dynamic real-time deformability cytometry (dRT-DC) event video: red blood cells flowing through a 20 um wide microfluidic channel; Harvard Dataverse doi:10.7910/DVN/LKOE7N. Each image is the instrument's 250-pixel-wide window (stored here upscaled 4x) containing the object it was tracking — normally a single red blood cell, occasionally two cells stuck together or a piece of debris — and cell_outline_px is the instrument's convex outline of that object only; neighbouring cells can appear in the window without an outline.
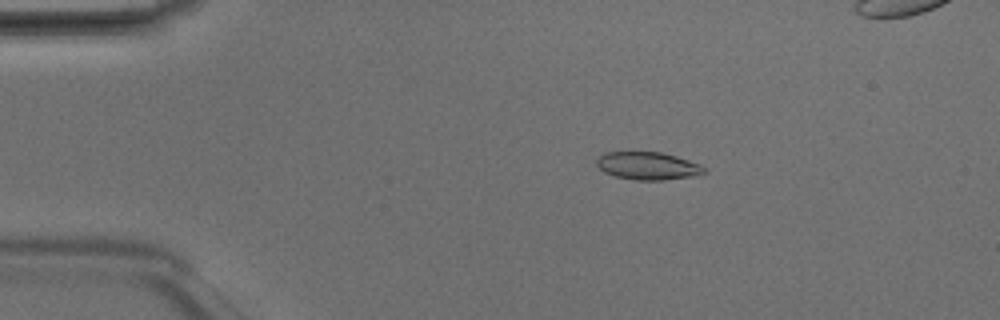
{"species": "Egyptian fruit bat (a non-hibernating species)", "species_latin": "Rousettus aegyptiacus", "temperature_condition": "room temperature", "stored_images_in_passage": 49, "segment_of_instrument_passage": [1, 2], "camera_frame_rate_fps": 3000, "um_per_image_px": 0.085, "animal": {"sex": "male"}, "frame": {"image": 1, "passage_image": 9, "time_ms": 2.667, "image_size_px": [1000, 320], "cell_outline_px": [[708, 172], [696, 176], [664, 180], [632, 180], [616, 176], [604, 172], [596, 164], [596, 160], [604, 152], [660, 152], [676, 156], [700, 164], [708, 168]], "centroid_in_image_um": [55.12, 14.11], "position_along_channel_um": 29.9, "area_um2": 17.57}}
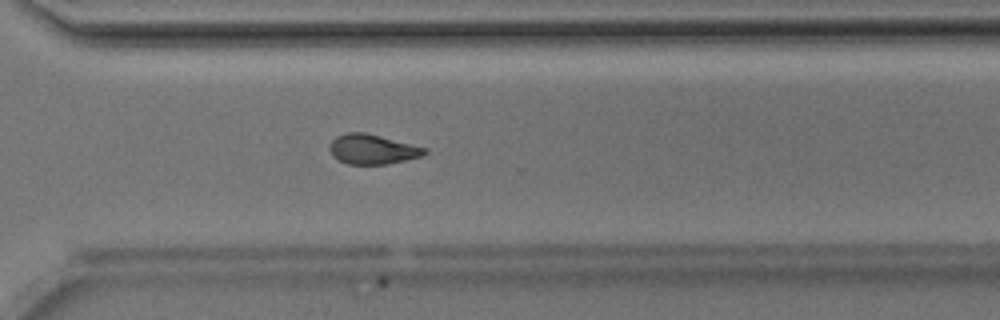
{"frame": {"image": 2, "passage_image": 35, "time_ms": 11.333, "image_size_px": [1000, 320], "cell_outline_px": [[428, 152], [420, 156], [388, 164], [348, 164], [332, 156], [328, 148], [332, 140], [336, 136], [348, 132], [364, 132], [428, 148]], "centroid_in_image_um": [31.64, 12.68], "position_along_channel_um": 339.0, "area_um2": 16.42}}
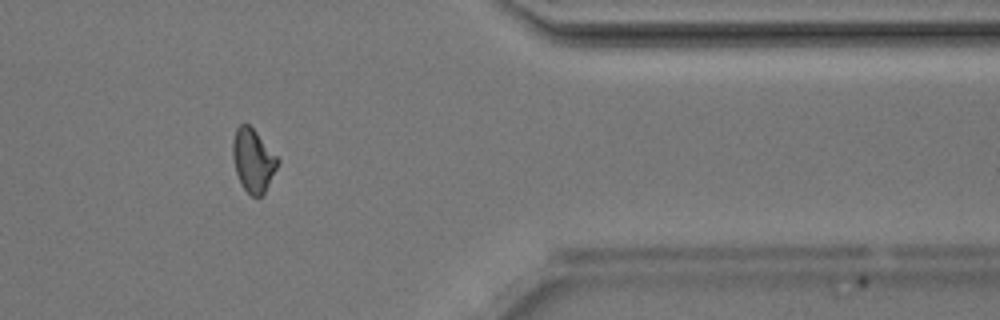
{"frame": {"image": 3, "passage_image": 40, "time_ms": 13.0, "image_size_px": [1000, 320], "cell_outline_px": [[280, 160], [264, 192], [260, 196], [252, 196], [240, 184], [236, 172], [232, 156], [232, 140], [236, 128], [240, 124], [248, 124], [256, 132]], "centroid_in_image_um": [21.48, 13.61], "position_along_channel_um": 389.9, "area_um2": 16.24}}